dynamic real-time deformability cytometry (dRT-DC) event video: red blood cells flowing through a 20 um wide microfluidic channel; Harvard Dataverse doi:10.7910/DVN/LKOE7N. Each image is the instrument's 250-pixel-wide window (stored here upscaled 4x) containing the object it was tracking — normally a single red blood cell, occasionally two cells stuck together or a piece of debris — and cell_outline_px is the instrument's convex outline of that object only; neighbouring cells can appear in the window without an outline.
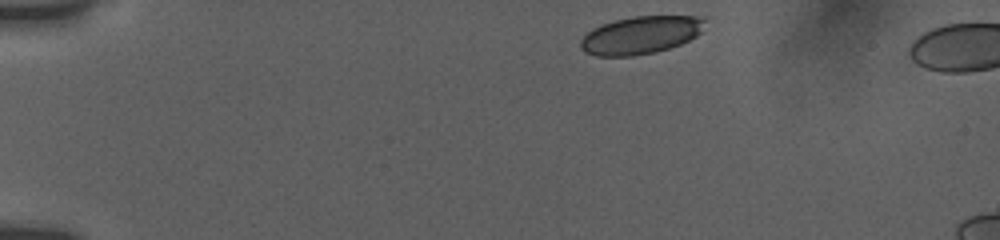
{"species": "human", "species_latin": "Homo sapiens", "temperature_condition": "room temperature", "stored_images_in_passage": 45, "camera_frame_rate_fps": 3000, "um_per_image_px": 0.085, "donor": {"sex": "female"}, "frame": {"image": 1, "passage_image": 1, "time_ms": 0.0, "image_size_px": [1000, 240], "cell_outline_px": [[704, 20], [700, 32], [696, 36], [680, 44], [656, 52], [632, 56], [596, 56], [584, 52], [580, 48], [580, 40], [592, 28], [616, 20], [636, 16], [696, 16]], "centroid_in_image_um": [54.4, 3.0], "position_along_channel_um": 30.6, "area_um2": 27.05}}
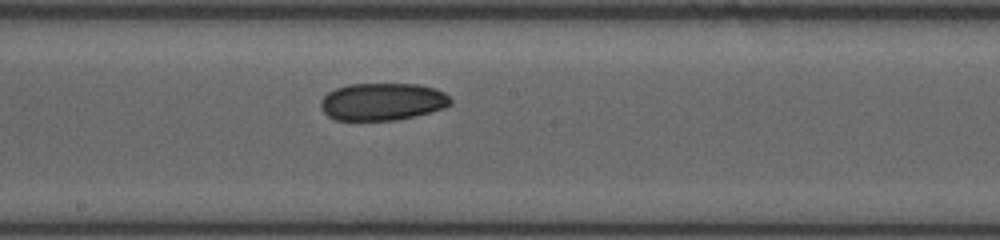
{"frame": {"image": 2, "passage_image": 22, "time_ms": 7.0, "image_size_px": [1000, 240], "cell_outline_px": [[452, 104], [444, 108], [396, 120], [336, 120], [328, 116], [320, 108], [320, 100], [328, 92], [336, 88], [348, 84], [420, 84], [436, 88], [444, 92], [452, 100]], "centroid_in_image_um": [32.5, 8.63], "position_along_channel_um": 215.7, "area_um2": 28.38}}
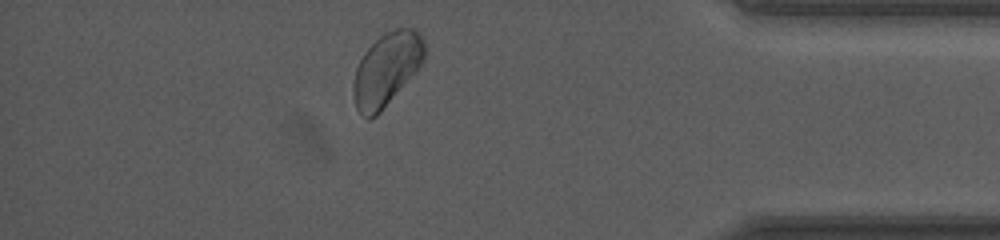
{"frame": {"image": 3, "passage_image": 39, "time_ms": 12.667, "image_size_px": [1000, 240], "cell_outline_px": [[424, 60], [380, 112], [376, 116], [368, 120], [356, 108], [352, 92], [352, 88], [356, 68], [364, 52], [380, 36], [396, 28], [416, 28], [420, 32], [424, 40]], "centroid_in_image_um": [32.84, 5.87], "position_along_channel_um": 402.4, "area_um2": 29.77}}